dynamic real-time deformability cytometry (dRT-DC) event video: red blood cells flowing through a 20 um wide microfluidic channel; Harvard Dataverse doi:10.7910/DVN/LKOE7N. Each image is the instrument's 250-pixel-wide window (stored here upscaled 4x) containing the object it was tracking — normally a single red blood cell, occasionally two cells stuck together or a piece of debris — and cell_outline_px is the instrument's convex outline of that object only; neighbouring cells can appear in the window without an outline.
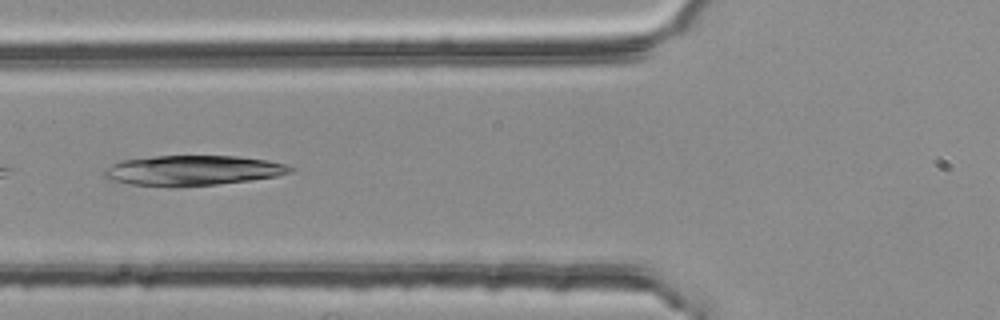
{"species": "common noctule bat (a hibernating species)", "species_latin": "Nyctalus noctula", "temperature_condition": "room temperature", "stored_images_in_passage": 5, "camera_frame_rate_fps": 3000, "um_per_image_px": 0.085, "animal": {"sex": "female", "body_mass_g": 25.1}, "frame": {"image": 1, "passage_image": 5, "time_ms": 1.333, "image_size_px": [1000, 320], "cell_outline_px": [[296, 168], [292, 172], [276, 176], [252, 180], [216, 184], [172, 188], [128, 184], [104, 176], [104, 168], [120, 160], [156, 156], [236, 156], [268, 160], [288, 164]], "centroid_in_image_um": [16.41, 14.49], "position_along_channel_um": 109.4, "area_um2": 32.95}}